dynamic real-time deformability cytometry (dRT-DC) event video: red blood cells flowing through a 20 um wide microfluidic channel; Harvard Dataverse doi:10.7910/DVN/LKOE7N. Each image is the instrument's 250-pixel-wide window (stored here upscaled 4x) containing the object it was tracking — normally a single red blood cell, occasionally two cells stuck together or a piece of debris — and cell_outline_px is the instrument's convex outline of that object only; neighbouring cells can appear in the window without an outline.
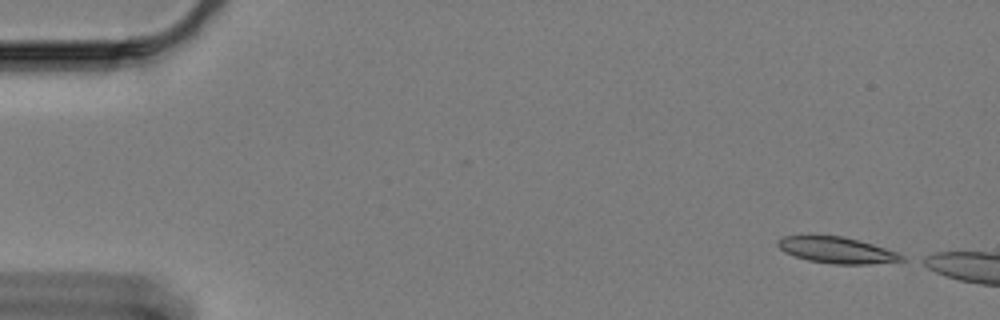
{"species": "Egyptian fruit bat (a non-hibernating species)", "species_latin": "Rousettus aegyptiacus", "temperature_condition": "cold", "stored_images_in_passage": 6, "camera_frame_rate_fps": 3000, "um_per_image_px": 0.085, "animal": {"sex": "female"}, "frame": {"image": 1, "passage_image": 1, "time_ms": 0.0, "image_size_px": [1000, 320], "cell_outline_px": [[908, 256], [904, 260], [868, 264], [836, 264], [808, 260], [784, 252], [776, 244], [776, 240], [784, 236], [808, 232], [840, 236], [872, 244], [900, 252]], "centroid_in_image_um": [71.08, 21.21], "position_along_channel_um": 13.9, "area_um2": 19.59}}